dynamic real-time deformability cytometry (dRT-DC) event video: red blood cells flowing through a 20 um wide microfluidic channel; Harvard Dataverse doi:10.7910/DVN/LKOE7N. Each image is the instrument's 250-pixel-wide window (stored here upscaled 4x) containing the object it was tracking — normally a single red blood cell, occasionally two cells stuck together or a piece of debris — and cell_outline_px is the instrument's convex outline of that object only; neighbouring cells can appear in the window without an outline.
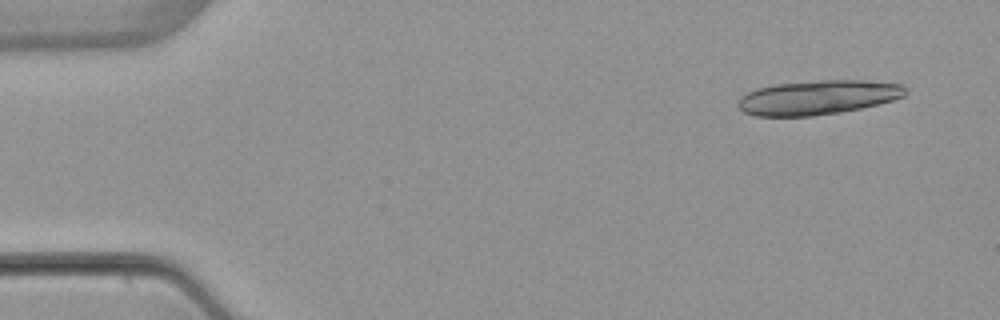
{"species": "common noctule bat (a hibernating species)", "species_latin": "Nyctalus noctula", "temperature_condition": "warm", "stored_images_in_passage": 5, "camera_frame_rate_fps": 3000, "um_per_image_px": 0.085, "animal": {"sex": "female", "body_mass_g": 22.7, "forearm_length_mm": 54.2}, "frame": {"image": 1, "passage_image": 1, "time_ms": 0.0, "image_size_px": [1000, 320], "cell_outline_px": [[908, 92], [904, 96], [892, 100], [860, 108], [840, 112], [812, 116], [756, 116], [744, 112], [736, 104], [740, 96], [756, 88], [776, 84], [816, 80], [864, 80], [904, 84], [908, 88]], "centroid_in_image_um": [69.52, 8.27], "position_along_channel_um": 15.5, "area_um2": 33.7}}
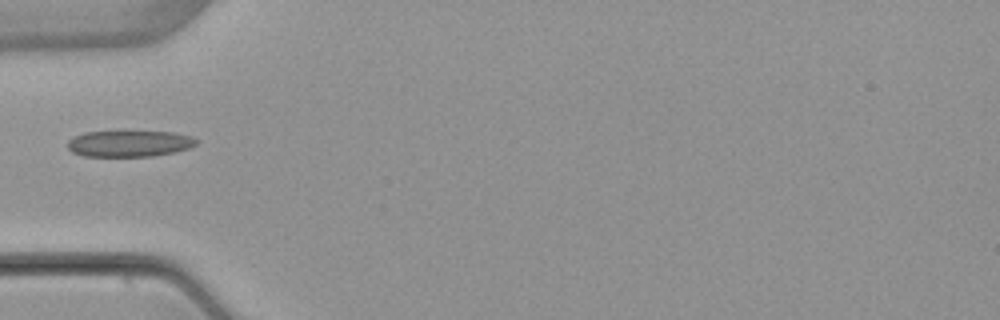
{"frame": {"image": 2, "passage_image": 5, "time_ms": 4.667, "image_size_px": [1000, 320], "cell_outline_px": [[200, 140], [196, 144], [188, 148], [176, 152], [152, 156], [84, 156], [72, 152], [68, 148], [68, 140], [84, 132], [172, 132], [192, 136]], "centroid_in_image_um": [11.03, 12.21], "position_along_channel_um": 74.0, "area_um2": 19.59}}